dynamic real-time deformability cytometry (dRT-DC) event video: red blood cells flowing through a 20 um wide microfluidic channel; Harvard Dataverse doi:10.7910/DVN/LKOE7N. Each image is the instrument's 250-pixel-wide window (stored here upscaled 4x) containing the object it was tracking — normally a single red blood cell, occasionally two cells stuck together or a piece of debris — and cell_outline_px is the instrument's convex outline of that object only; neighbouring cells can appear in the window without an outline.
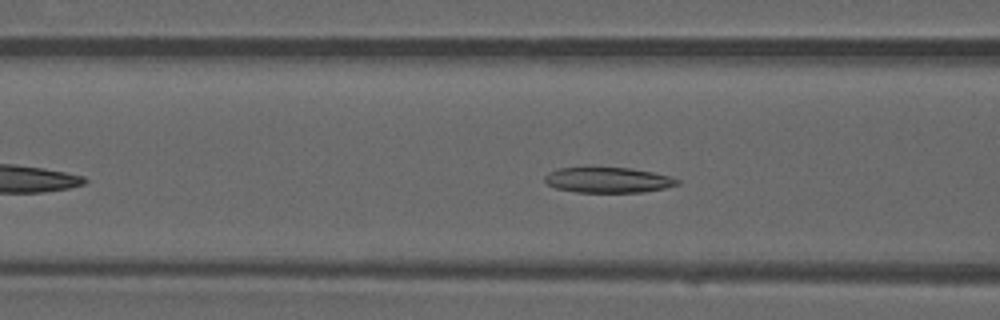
{"species": "common noctule bat (a hibernating species)", "species_latin": "Nyctalus noctula", "temperature_condition": "warm", "stored_images_in_passage": 36, "camera_frame_rate_fps": 3000, "um_per_image_px": 0.085, "animal": {"sex": "male", "forearm_length_mm": 52.5}, "frame": {"image": 1, "passage_image": 11, "time_ms": 3.333, "image_size_px": [1000, 320], "cell_outline_px": [[680, 184], [664, 188], [644, 192], [576, 192], [556, 188], [548, 184], [544, 180], [544, 176], [548, 172], [560, 168], [632, 168], [652, 172], [668, 176], [680, 180]], "centroid_in_image_um": [51.69, 15.31], "position_along_channel_um": 114.9, "area_um2": 19.48}}
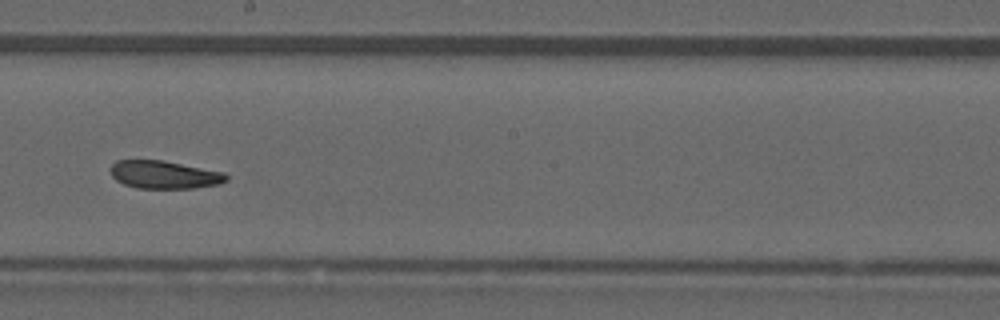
{"frame": {"image": 2, "passage_image": 20, "time_ms": 6.333, "image_size_px": [1000, 320], "cell_outline_px": [[228, 180], [220, 184], [192, 188], [136, 188], [124, 184], [116, 180], [112, 176], [108, 168], [116, 160], [164, 160], [224, 172], [228, 176]], "centroid_in_image_um": [13.95, 14.84], "position_along_channel_um": 234.3, "area_um2": 19.02}}
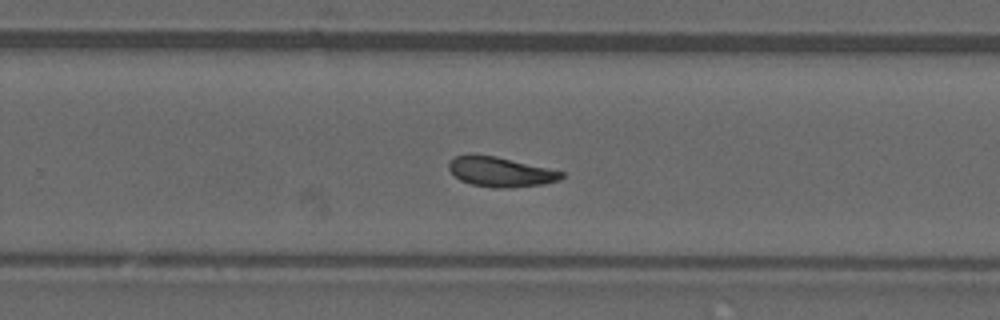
{"frame": {"image": 3, "passage_image": 24, "time_ms": 7.667, "image_size_px": [1000, 320], "cell_outline_px": [[564, 176], [560, 180], [544, 184], [504, 188], [492, 188], [472, 184], [460, 180], [448, 168], [448, 164], [456, 156], [468, 152], [496, 156], [548, 168], [564, 172]], "centroid_in_image_um": [42.52, 14.59], "position_along_channel_um": 287.3, "area_um2": 19.71}, "authors_computed_cell_mechanics": {"area_um2": 19.652, "velocity_mm_per_s": 3.9822, "shape_relaxation_time_tau1_ms": 8.5186, "shape_relaxation_time_tau2_ms": 1.797, "deformation_change_tau1": 0.1741, "deformation_change_tau2": 0.0816}}